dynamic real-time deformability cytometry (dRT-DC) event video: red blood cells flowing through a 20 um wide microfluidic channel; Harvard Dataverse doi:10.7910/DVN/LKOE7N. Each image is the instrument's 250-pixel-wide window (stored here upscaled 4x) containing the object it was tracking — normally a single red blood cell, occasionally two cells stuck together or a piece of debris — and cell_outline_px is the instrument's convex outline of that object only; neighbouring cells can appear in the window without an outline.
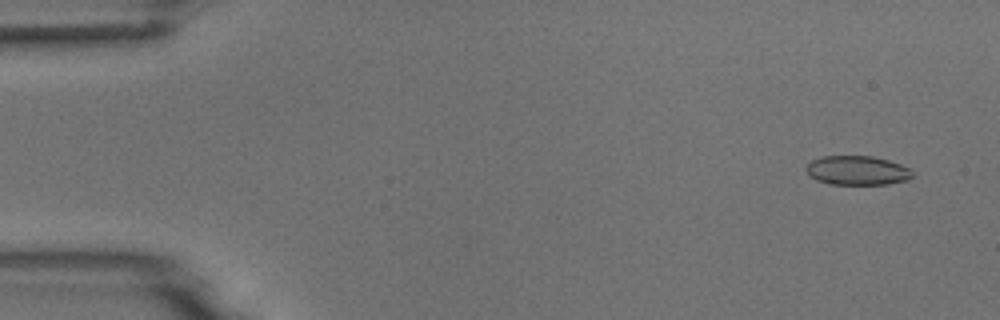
{"species": "common noctule bat (a hibernating species)", "species_latin": "Nyctalus noctula", "temperature_condition": "room temperature", "stored_images_in_passage": 6, "camera_frame_rate_fps": 3000, "um_per_image_px": 0.085, "animal": {"sex": "male", "body_mass_g": 18.8}, "frame": {"image": 1, "passage_image": 1, "time_ms": 0.0, "image_size_px": [1000, 320], "cell_outline_px": [[912, 176], [908, 180], [888, 184], [828, 184], [816, 180], [804, 168], [812, 160], [820, 156], [872, 156], [888, 160], [900, 164], [908, 168], [912, 172]], "centroid_in_image_um": [72.85, 14.49], "position_along_channel_um": 12.1, "area_um2": 18.03}}
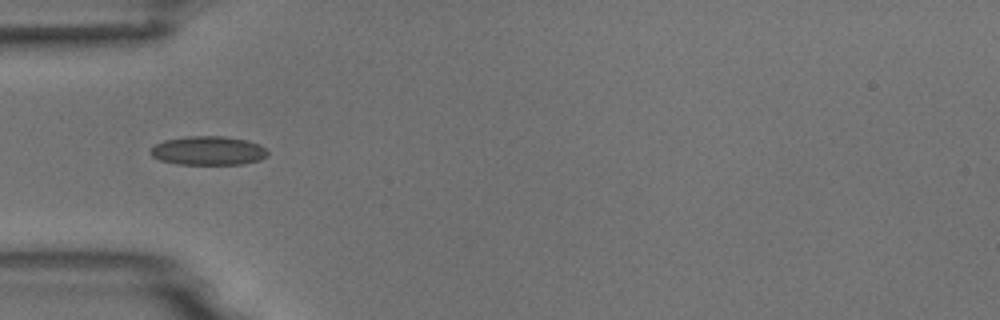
{"frame": {"image": 2, "passage_image": 5, "time_ms": 1.333, "image_size_px": [1000, 320], "cell_outline_px": [[268, 156], [260, 160], [244, 164], [176, 164], [160, 160], [152, 156], [148, 152], [148, 148], [164, 140], [184, 136], [224, 136], [248, 140], [260, 144], [268, 152]], "centroid_in_image_um": [17.68, 12.8], "position_along_channel_um": 67.3, "area_um2": 20.06}}